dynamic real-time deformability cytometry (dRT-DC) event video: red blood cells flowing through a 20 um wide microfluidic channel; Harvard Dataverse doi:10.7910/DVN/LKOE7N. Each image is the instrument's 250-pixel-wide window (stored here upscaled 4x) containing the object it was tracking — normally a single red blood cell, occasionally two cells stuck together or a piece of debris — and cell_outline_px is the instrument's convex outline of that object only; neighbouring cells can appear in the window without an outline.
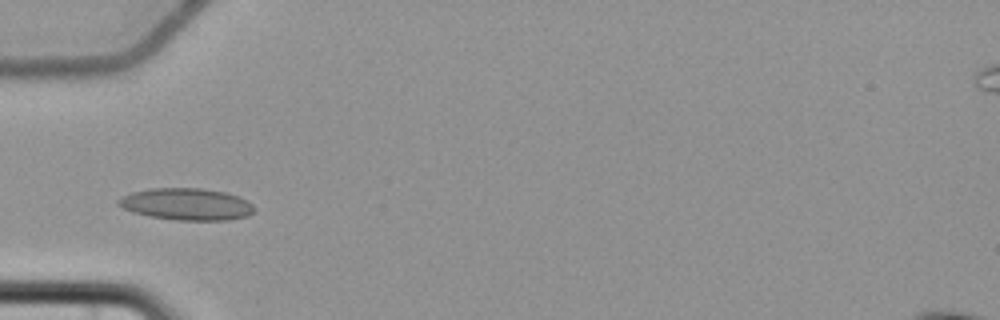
{"species": "common noctule bat (a hibernating species)", "species_latin": "Nyctalus noctula", "temperature_condition": "cold", "stored_images_in_passage": 3, "camera_frame_rate_fps": 3000, "um_per_image_px": 0.085, "animal": {"sex": "female", "body_mass_g": 22.7, "forearm_length_mm": 54.2}, "frame": {"image": 1, "passage_image": 3, "time_ms": 2.333, "image_size_px": [1000, 320], "cell_outline_px": [[256, 208], [248, 216], [228, 220], [176, 220], [148, 216], [132, 212], [116, 204], [116, 200], [120, 196], [132, 192], [152, 188], [200, 188], [224, 192], [236, 196], [252, 204]], "centroid_in_image_um": [15.81, 17.36], "position_along_channel_um": 69.2, "area_um2": 25.26}}